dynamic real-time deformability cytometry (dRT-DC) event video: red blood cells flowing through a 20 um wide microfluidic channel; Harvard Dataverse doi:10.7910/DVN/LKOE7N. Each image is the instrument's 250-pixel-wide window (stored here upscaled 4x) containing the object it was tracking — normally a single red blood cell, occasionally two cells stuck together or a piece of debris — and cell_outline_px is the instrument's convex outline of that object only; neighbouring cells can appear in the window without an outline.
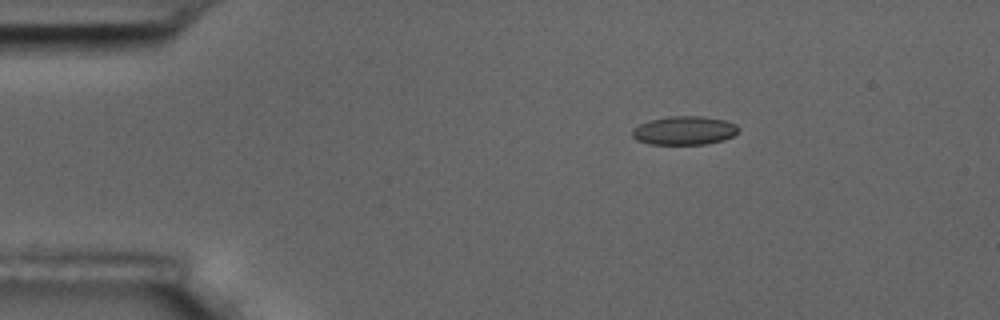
{"species": "common noctule bat (a hibernating species)", "species_latin": "Nyctalus noctula", "temperature_condition": "room temperature", "stored_images_in_passage": 5, "camera_frame_rate_fps": 3000, "um_per_image_px": 0.085, "animal": {"sex": "male", "body_mass_g": 17.5, "forearm_length_mm": 52.3}, "frame": {"image": 1, "passage_image": 3, "time_ms": 2.333, "image_size_px": [1000, 320], "cell_outline_px": [[740, 128], [732, 136], [724, 140], [708, 144], [648, 144], [636, 140], [632, 136], [632, 128], [648, 120], [668, 116], [700, 116], [724, 120], [736, 124]], "centroid_in_image_um": [58.14, 11.09], "position_along_channel_um": 26.9, "area_um2": 17.86}}